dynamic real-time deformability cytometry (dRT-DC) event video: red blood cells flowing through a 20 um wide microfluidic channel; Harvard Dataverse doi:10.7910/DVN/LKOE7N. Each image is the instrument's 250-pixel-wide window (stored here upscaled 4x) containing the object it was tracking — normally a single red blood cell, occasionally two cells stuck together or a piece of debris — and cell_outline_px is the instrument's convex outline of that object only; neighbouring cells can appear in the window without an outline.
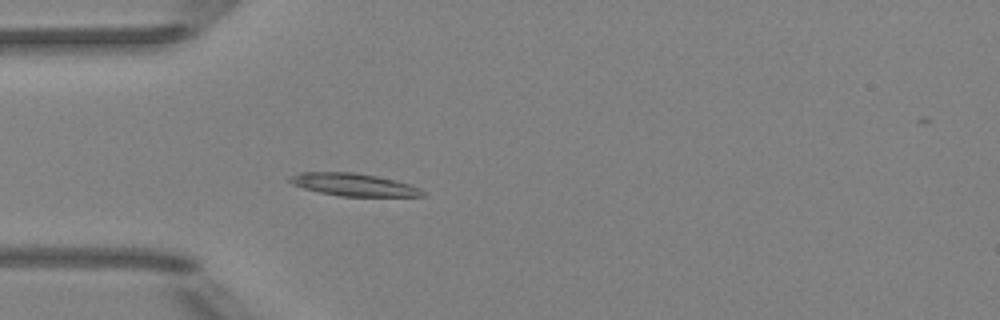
{"species": "Egyptian fruit bat (a non-hibernating species)", "species_latin": "Rousettus aegyptiacus", "temperature_condition": "room temperature", "stored_images_in_passage": 53, "camera_frame_rate_fps": 3000, "um_per_image_px": 0.085, "animal": {"sex": "female"}, "frame": {"image": 1, "passage_image": 16, "time_ms": 5.0, "image_size_px": [1000, 320], "cell_outline_px": [[424, 196], [340, 196], [320, 192], [304, 188], [292, 184], [288, 180], [288, 176], [300, 172], [356, 172], [396, 180], [420, 188], [424, 192]], "centroid_in_image_um": [30.03, 15.68], "position_along_channel_um": 55.0, "area_um2": 17.4}}
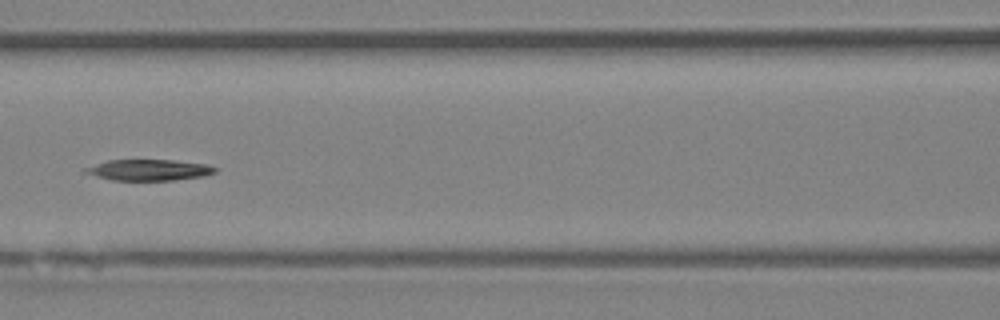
{"frame": {"image": 2, "passage_image": 24, "time_ms": 7.667, "image_size_px": [1000, 320], "cell_outline_px": [[216, 172], [204, 176], [172, 180], [112, 180], [96, 176], [84, 172], [80, 168], [108, 160], [172, 160], [208, 164], [216, 168]], "centroid_in_image_um": [12.62, 14.44], "position_along_channel_um": 154.0, "area_um2": 15.95}}
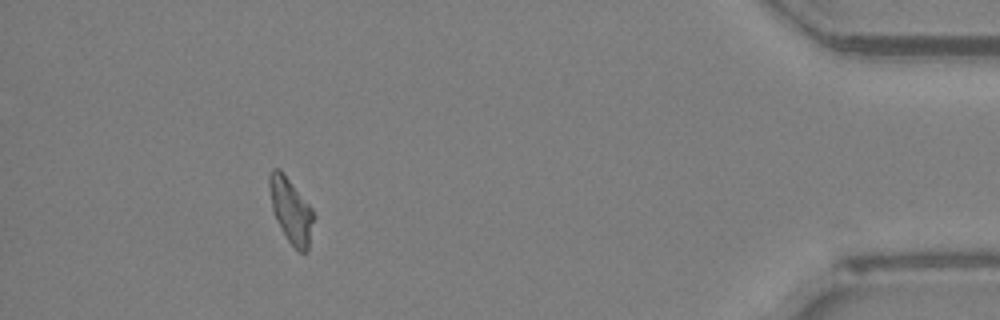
{"frame": {"image": 3, "passage_image": 48, "time_ms": 15.667, "image_size_px": [1000, 320], "cell_outline_px": [[316, 216], [308, 248], [304, 252], [300, 252], [288, 240], [276, 220], [272, 212], [268, 188], [268, 176], [272, 168], [280, 168], [312, 208]], "centroid_in_image_um": [24.72, 17.85], "position_along_channel_um": 410.5, "area_um2": 16.94}, "authors_computed_cell_mechanics": {"area_um2": 16.9354, "velocity_mm_per_s": 3.9506, "shape_relaxation_time_tau1_ms": null, "shape_relaxation_time_tau2_ms": 8.0469, "deformation_change_tau1": null, "deformation_change_tau2": 0.1269}}